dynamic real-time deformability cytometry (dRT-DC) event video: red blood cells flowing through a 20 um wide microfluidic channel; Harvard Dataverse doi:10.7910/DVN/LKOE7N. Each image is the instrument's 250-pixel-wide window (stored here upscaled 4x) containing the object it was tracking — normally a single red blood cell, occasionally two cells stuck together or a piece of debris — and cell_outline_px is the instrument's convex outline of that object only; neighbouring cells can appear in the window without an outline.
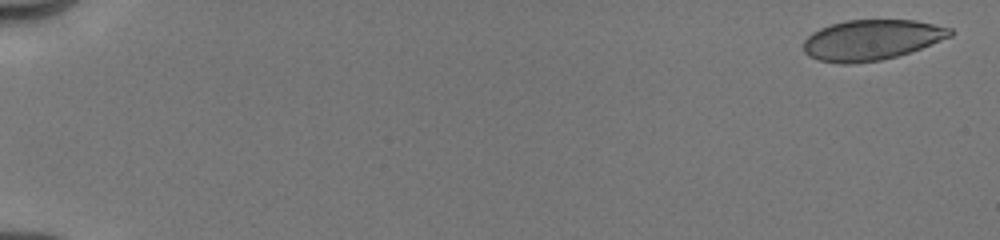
{"species": "human", "species_latin": "Homo sapiens", "temperature_condition": "cold", "stored_images_in_passage": 8, "camera_frame_rate_fps": 3000, "um_per_image_px": 0.085, "donor": {"sex": "male"}, "frame": {"image": 1, "passage_image": 1, "time_ms": 0.0, "image_size_px": [1000, 240], "cell_outline_px": [[952, 36], [920, 48], [896, 56], [880, 60], [852, 64], [840, 64], [820, 60], [808, 56], [804, 52], [804, 40], [812, 32], [820, 28], [832, 24], [848, 20], [916, 20], [952, 28]], "centroid_in_image_um": [74.06, 3.39], "position_along_channel_um": 10.9, "area_um2": 34.39}}
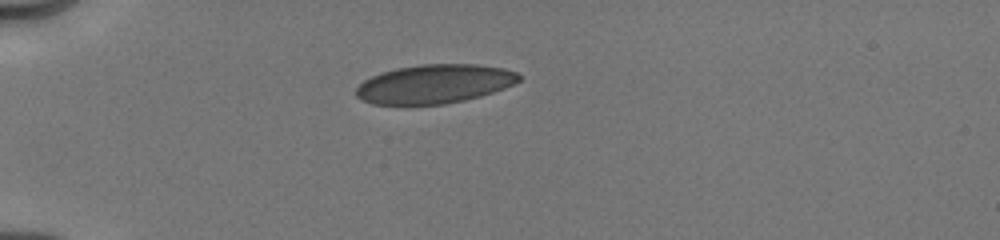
{"frame": {"image": 2, "passage_image": 6, "time_ms": 4.667, "image_size_px": [1000, 240], "cell_outline_px": [[520, 80], [504, 88], [480, 96], [464, 100], [444, 104], [372, 104], [360, 100], [356, 96], [356, 88], [364, 80], [380, 72], [396, 68], [424, 64], [476, 64], [504, 68], [516, 72], [520, 76]], "centroid_in_image_um": [36.9, 7.13], "position_along_channel_um": 48.1, "area_um2": 36.82}}
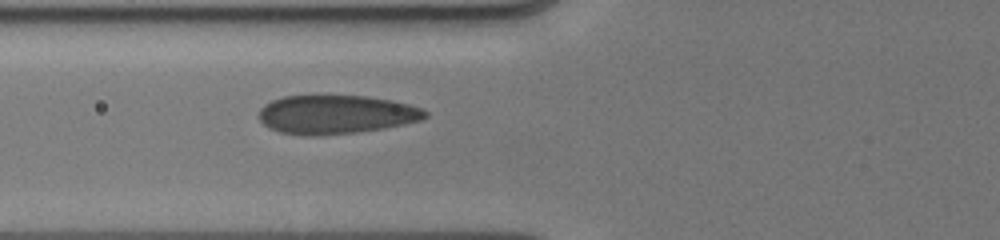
{"frame": {"image": 3, "passage_image": 8, "time_ms": 6.667, "image_size_px": [1000, 240], "cell_outline_px": [[428, 116], [420, 120], [404, 124], [384, 128], [356, 132], [320, 136], [304, 136], [280, 132], [268, 128], [260, 120], [260, 108], [264, 104], [272, 100], [284, 96], [364, 96], [392, 100], [408, 104], [420, 108], [428, 112]], "centroid_in_image_um": [28.54, 9.74], "position_along_channel_um": 97.3, "area_um2": 37.57}}